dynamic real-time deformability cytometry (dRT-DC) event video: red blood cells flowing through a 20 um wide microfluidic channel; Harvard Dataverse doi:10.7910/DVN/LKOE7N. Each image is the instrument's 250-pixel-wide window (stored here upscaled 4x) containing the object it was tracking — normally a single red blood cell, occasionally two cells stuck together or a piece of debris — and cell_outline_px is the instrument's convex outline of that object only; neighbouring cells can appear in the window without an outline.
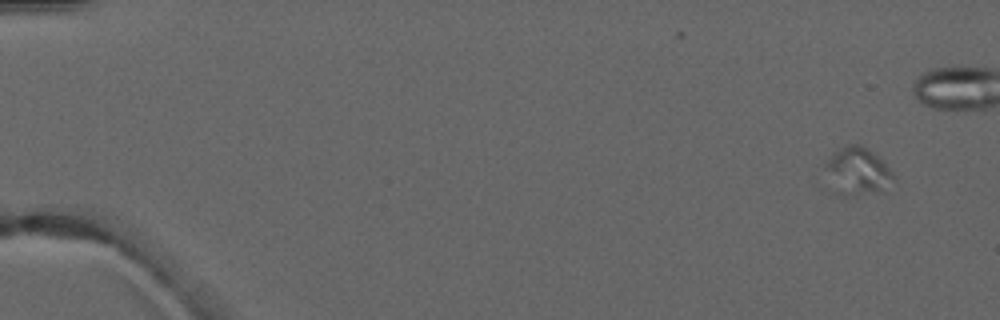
{"species": "common noctule bat (a hibernating species)", "species_latin": "Nyctalus noctula", "temperature_condition": "warm", "stored_images_in_passage": 2, "camera_frame_rate_fps": 3000, "um_per_image_px": 0.085, "animal": {"sex": "male", "forearm_length_mm": 52.5}, "frame": {"image": 1, "passage_image": 2, "time_ms": 1.333, "image_size_px": [1000, 320], "cell_outline_px": [[892, 176], [880, 188], [860, 188], [824, 168], [824, 164], [840, 148], [848, 144], [860, 144], [872, 152], [892, 172]], "centroid_in_image_um": [73.0, 14.18], "position_along_channel_um": 12.0, "area_um2": 14.05}}